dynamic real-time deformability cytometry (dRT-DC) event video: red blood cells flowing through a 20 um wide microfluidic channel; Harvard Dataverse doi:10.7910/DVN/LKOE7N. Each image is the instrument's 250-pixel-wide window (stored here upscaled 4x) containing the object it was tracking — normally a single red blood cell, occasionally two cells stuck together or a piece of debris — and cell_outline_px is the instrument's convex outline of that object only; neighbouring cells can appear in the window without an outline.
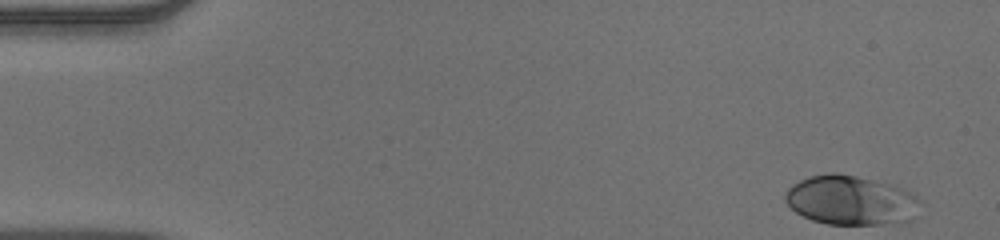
{"species": "human", "species_latin": "Homo sapiens", "temperature_condition": "warm", "stored_images_in_passage": 51, "camera_frame_rate_fps": 3000, "um_per_image_px": 0.085, "donor": {"sex": "male"}, "frame": {"image": 1, "passage_image": 1, "time_ms": 0.0, "image_size_px": [1000, 240], "cell_outline_px": [[924, 204], [908, 220], [880, 224], [828, 224], [812, 220], [796, 212], [784, 200], [784, 196], [788, 188], [792, 184], [808, 176], [828, 172], [836, 172], [856, 176], [888, 184], [900, 188], [916, 196]], "centroid_in_image_um": [72.28, 17.01], "position_along_channel_um": 12.7, "area_um2": 38.61}}
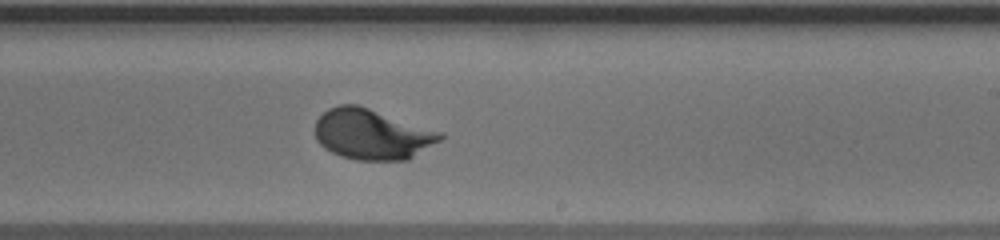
{"frame": {"image": 2, "passage_image": 30, "time_ms": 9.667, "image_size_px": [1000, 240], "cell_outline_px": [[444, 136], [440, 140], [408, 160], [356, 160], [340, 156], [324, 148], [316, 140], [316, 120], [328, 108], [340, 104], [356, 104], [444, 132]], "centroid_in_image_um": [31.62, 11.41], "position_along_channel_um": 257.4, "area_um2": 36.82}}
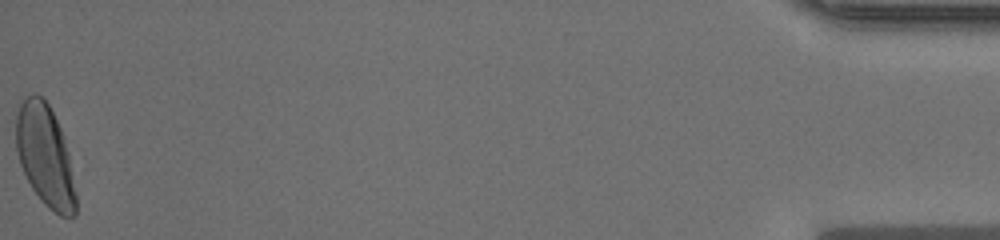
{"frame": {"image": 3, "passage_image": 51, "time_ms": 16.667, "image_size_px": [1000, 240], "cell_outline_px": [[76, 216], [60, 216], [48, 208], [40, 200], [32, 188], [20, 164], [16, 148], [16, 116], [20, 104], [28, 96], [36, 92], [48, 104], [60, 128], [68, 152], [76, 192]], "centroid_in_image_um": [3.84, 13.27], "position_along_channel_um": 431.4, "area_um2": 35.14}, "authors_computed_cell_mechanics": {"area_um2": 35.836, "velocity_mm_per_s": 3.8773, "shape_relaxation_time_tau1_ms": 2.5332, "shape_relaxation_time_tau2_ms": null, "deformation_change_tau1": 0.1721, "deformation_change_tau2": null}}